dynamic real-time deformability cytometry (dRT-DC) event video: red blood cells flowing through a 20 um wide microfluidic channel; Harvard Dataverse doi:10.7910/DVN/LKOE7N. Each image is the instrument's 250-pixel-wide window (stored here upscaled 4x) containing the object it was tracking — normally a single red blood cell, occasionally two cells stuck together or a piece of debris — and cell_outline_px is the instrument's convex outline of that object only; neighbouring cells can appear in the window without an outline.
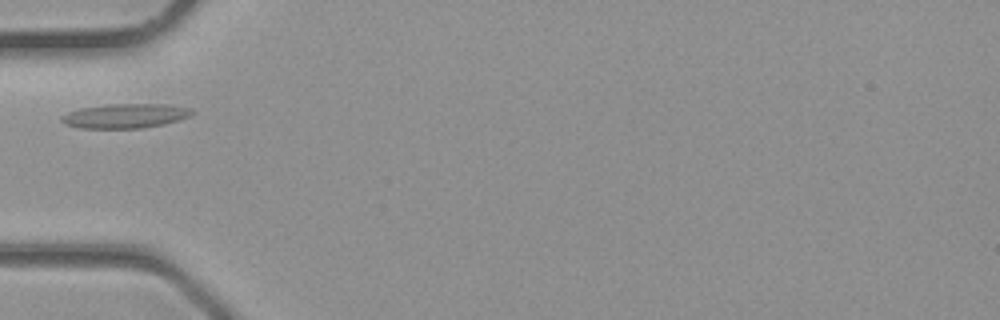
{"species": "common noctule bat (a hibernating species)", "species_latin": "Nyctalus noctula", "temperature_condition": "room temperature", "stored_images_in_passage": 1, "camera_frame_rate_fps": 3000, "um_per_image_px": 0.085, "animal": {"sex": "male", "body_mass_g": 23.1, "forearm_length_mm": 52.7}, "frame": {"image": 1, "passage_image": 1, "time_ms": 0.0, "image_size_px": [1000, 320], "cell_outline_px": [[196, 112], [188, 116], [164, 124], [140, 128], [80, 128], [64, 124], [60, 120], [68, 112], [80, 108], [108, 104], [168, 104], [192, 108]], "centroid_in_image_um": [10.66, 9.84], "position_along_channel_um": 74.3, "area_um2": 18.5}}